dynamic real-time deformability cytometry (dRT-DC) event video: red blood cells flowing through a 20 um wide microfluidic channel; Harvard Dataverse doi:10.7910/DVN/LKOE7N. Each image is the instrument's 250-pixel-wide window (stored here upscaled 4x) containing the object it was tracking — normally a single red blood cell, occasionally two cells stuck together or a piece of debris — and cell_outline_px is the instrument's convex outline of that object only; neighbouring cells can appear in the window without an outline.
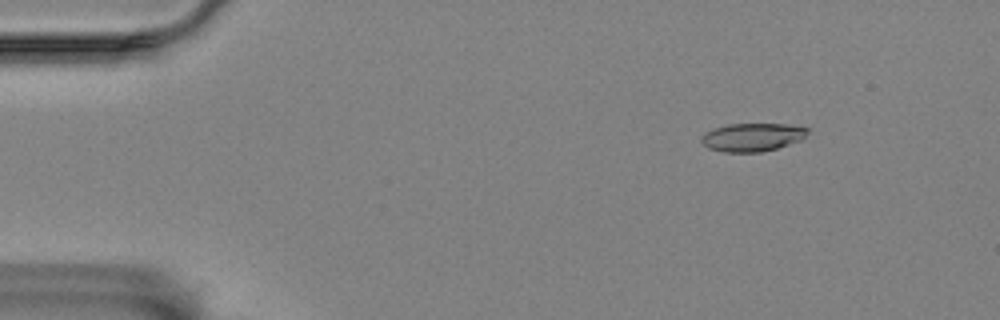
{"species": "Egyptian fruit bat (a non-hibernating species)", "species_latin": "Rousettus aegyptiacus", "temperature_condition": "room temperature", "stored_images_in_passage": 55, "camera_frame_rate_fps": 3000, "um_per_image_px": 0.085, "animal": {"sex": "female"}, "frame": {"image": 1, "passage_image": 4, "time_ms": 1.0, "image_size_px": [1000, 320], "cell_outline_px": [[808, 132], [800, 140], [776, 148], [760, 152], [724, 152], [708, 148], [700, 140], [704, 132], [728, 124], [784, 124], [808, 128]], "centroid_in_image_um": [63.91, 11.66], "position_along_channel_um": 21.1, "area_um2": 17.22}}
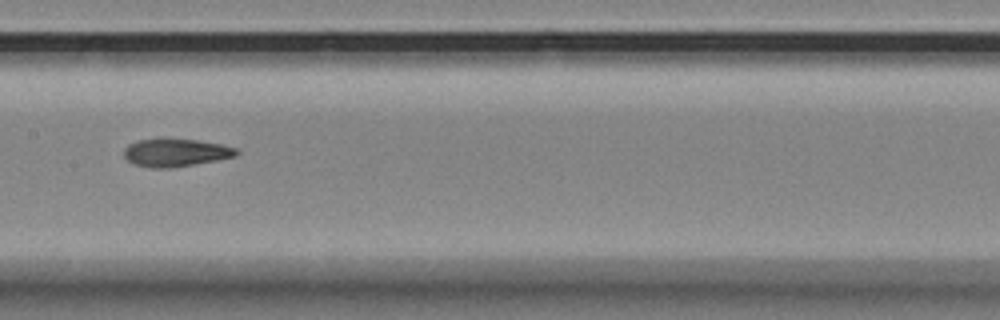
{"frame": {"image": 2, "passage_image": 26, "time_ms": 8.333, "image_size_px": [1000, 320], "cell_outline_px": [[240, 152], [236, 156], [216, 160], [168, 168], [152, 168], [132, 164], [124, 156], [124, 148], [128, 144], [136, 140], [160, 136], [164, 136], [196, 140], [220, 144], [236, 148]], "centroid_in_image_um": [14.86, 12.93], "position_along_channel_um": 192.5, "area_um2": 18.79}}
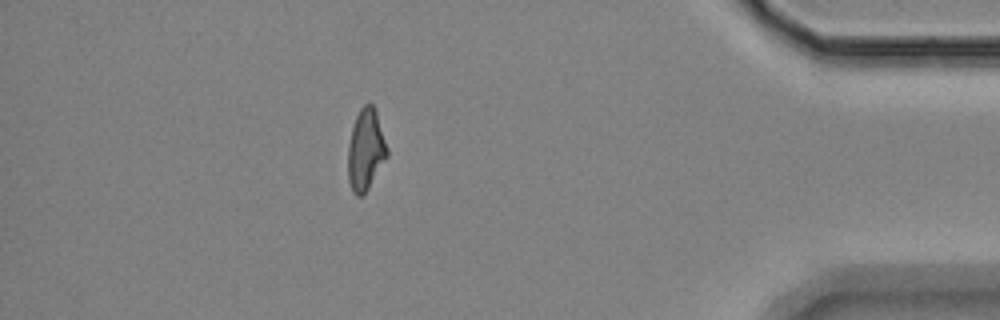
{"frame": {"image": 3, "passage_image": 48, "time_ms": 15.667, "image_size_px": [1000, 320], "cell_outline_px": [[388, 156], [364, 196], [356, 196], [352, 192], [348, 180], [348, 144], [352, 128], [356, 116], [360, 108], [364, 104], [372, 104], [376, 108], [388, 148]], "centroid_in_image_um": [31.09, 12.74], "position_along_channel_um": 404.1, "area_um2": 18.9}, "authors_computed_cell_mechanics": {"area_um2": 18.4382, "velocity_mm_per_s": 3.4589, "shape_relaxation_time_tau1_ms": null, "shape_relaxation_time_tau2_ms": 3.2737, "deformation_change_tau1": null, "deformation_change_tau2": 0.1096}}